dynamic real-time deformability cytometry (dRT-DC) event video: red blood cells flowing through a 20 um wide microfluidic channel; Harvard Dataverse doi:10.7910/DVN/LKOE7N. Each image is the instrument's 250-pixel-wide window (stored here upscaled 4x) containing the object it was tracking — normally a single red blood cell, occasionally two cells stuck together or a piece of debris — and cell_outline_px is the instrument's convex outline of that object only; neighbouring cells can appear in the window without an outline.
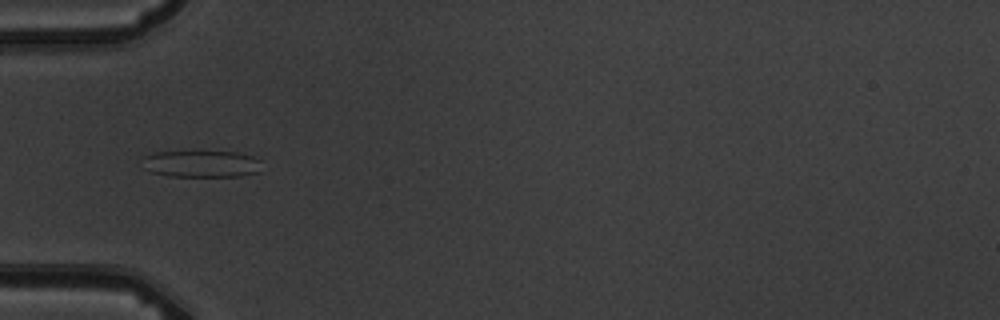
{"species": "common noctule bat (a hibernating species)", "species_latin": "Nyctalus noctula", "temperature_condition": "warm", "stored_images_in_passage": 10, "camera_frame_rate_fps": 3000, "um_per_image_px": 0.085, "animal": {"sex": "male", "body_mass_g": 19.5, "forearm_length_mm": 54.6}, "frame": {"image": 1, "passage_image": 5, "time_ms": 4.333, "image_size_px": [1000, 320], "cell_outline_px": [[260, 172], [240, 176], [168, 176], [152, 172], [148, 168], [144, 156], [156, 152], [196, 148], [236, 152], [252, 156], [260, 160]], "centroid_in_image_um": [17.17, 13.87], "position_along_channel_um": 67.8, "area_um2": 19.42}}
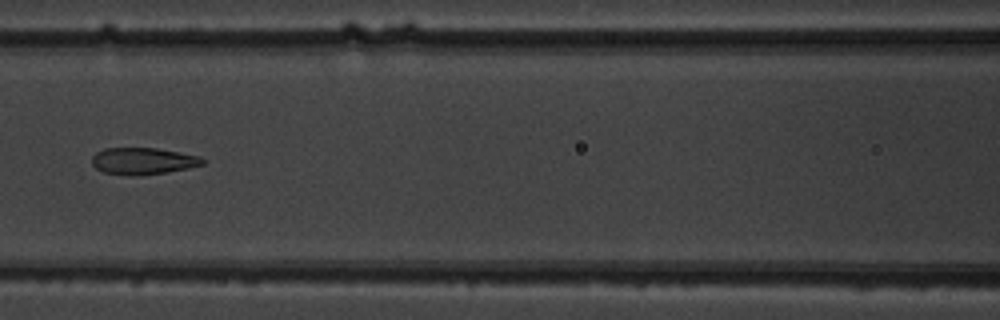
{"frame": {"image": 2, "passage_image": 7, "time_ms": 6.667, "image_size_px": [1000, 320], "cell_outline_px": [[208, 160], [204, 164], [188, 168], [168, 172], [140, 176], [132, 176], [104, 172], [96, 168], [92, 164], [92, 156], [96, 152], [104, 148], [156, 148], [200, 156]], "centroid_in_image_um": [12.18, 13.69], "position_along_channel_um": 154.4, "area_um2": 17.46}}
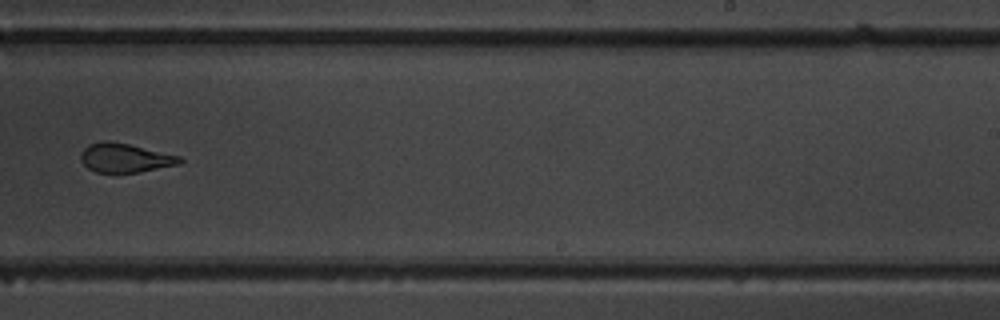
{"frame": {"image": 3, "passage_image": 10, "time_ms": 10.0, "image_size_px": [1000, 320], "cell_outline_px": [[184, 160], [180, 164], [140, 172], [96, 172], [88, 168], [80, 160], [80, 152], [88, 144], [104, 140], [108, 140], [128, 144], [180, 156]], "centroid_in_image_um": [10.61, 13.41], "position_along_channel_um": 278.4, "area_um2": 16.76}}